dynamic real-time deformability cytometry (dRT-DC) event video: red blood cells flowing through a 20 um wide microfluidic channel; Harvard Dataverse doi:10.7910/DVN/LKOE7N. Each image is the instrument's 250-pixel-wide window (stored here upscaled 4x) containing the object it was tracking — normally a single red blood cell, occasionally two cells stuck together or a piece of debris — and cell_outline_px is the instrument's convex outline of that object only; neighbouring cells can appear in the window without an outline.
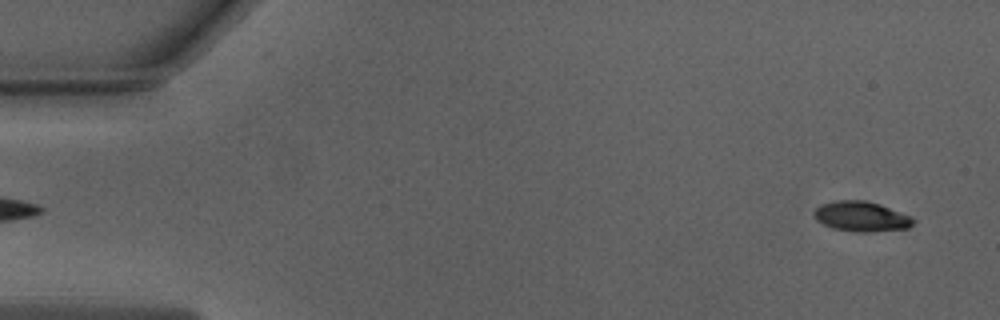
{"species": "Egyptian fruit bat (a non-hibernating species)", "species_latin": "Rousettus aegyptiacus", "temperature_condition": "warm", "stored_images_in_passage": 49, "camera_frame_rate_fps": 3000, "um_per_image_px": 0.085, "animal": {"sex": "male"}, "frame": {"image": 1, "passage_image": 3, "time_ms": 0.667, "image_size_px": [1000, 320], "cell_outline_px": [[916, 220], [908, 228], [868, 232], [856, 232], [832, 228], [816, 220], [812, 212], [820, 204], [836, 200], [864, 200], [880, 204], [912, 216]], "centroid_in_image_um": [73.2, 18.39], "position_along_channel_um": 11.8, "area_um2": 17.51}}
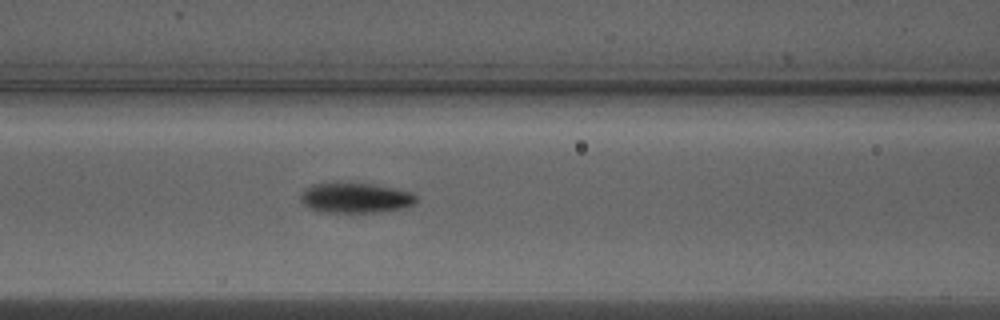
{"frame": {"image": 2, "passage_image": 22, "time_ms": 7.0, "image_size_px": [1000, 320], "cell_outline_px": [[416, 200], [412, 204], [404, 208], [388, 212], [316, 212], [308, 208], [300, 200], [300, 192], [308, 184], [336, 180], [372, 184], [412, 192], [416, 196]], "centroid_in_image_um": [30.11, 16.79], "position_along_channel_um": 136.5, "area_um2": 21.27}}
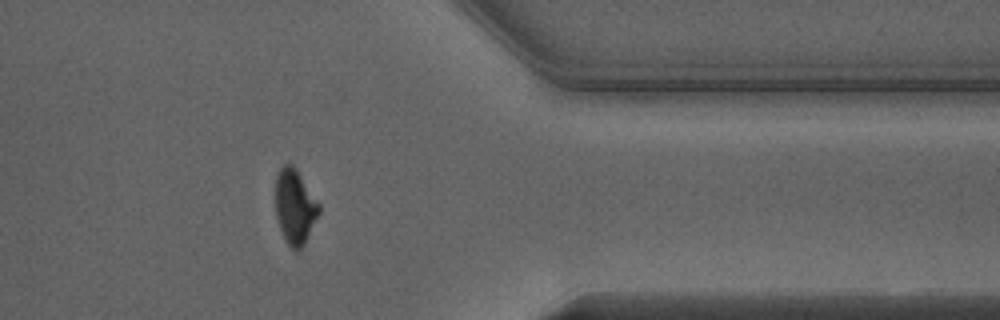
{"frame": {"image": 3, "passage_image": 42, "time_ms": 13.667, "image_size_px": [1000, 320], "cell_outline_px": [[320, 212], [304, 244], [296, 252], [288, 244], [280, 228], [276, 216], [276, 172], [284, 164], [292, 164], [320, 204]], "centroid_in_image_um": [25.06, 17.56], "position_along_channel_um": 386.3, "area_um2": 18.67}}